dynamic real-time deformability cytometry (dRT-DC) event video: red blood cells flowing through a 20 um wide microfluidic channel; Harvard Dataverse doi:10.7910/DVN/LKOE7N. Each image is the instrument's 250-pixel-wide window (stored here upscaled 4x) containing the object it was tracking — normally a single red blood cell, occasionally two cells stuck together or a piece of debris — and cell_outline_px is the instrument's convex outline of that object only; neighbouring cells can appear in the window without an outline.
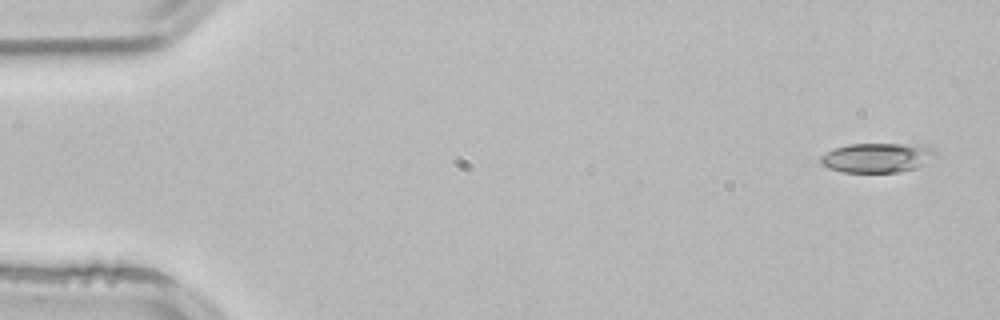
{"species": "common noctule bat (a hibernating species)", "species_latin": "Nyctalus noctula", "temperature_condition": "room temperature", "stored_images_in_passage": 2, "camera_frame_rate_fps": 3000, "um_per_image_px": 0.085, "animal": {"sex": "male", "body_mass_g": 21.5, "forearm_length_mm": 52.0}, "frame": {"image": 1, "passage_image": 1, "time_ms": 0.0, "image_size_px": [1000, 320], "cell_outline_px": [[936, 156], [924, 164], [916, 168], [900, 172], [844, 172], [828, 168], [820, 164], [820, 156], [836, 148], [848, 144], [924, 144], [932, 148], [936, 152]], "centroid_in_image_um": [74.59, 13.4], "position_along_channel_um": 10.4, "area_um2": 19.88}}